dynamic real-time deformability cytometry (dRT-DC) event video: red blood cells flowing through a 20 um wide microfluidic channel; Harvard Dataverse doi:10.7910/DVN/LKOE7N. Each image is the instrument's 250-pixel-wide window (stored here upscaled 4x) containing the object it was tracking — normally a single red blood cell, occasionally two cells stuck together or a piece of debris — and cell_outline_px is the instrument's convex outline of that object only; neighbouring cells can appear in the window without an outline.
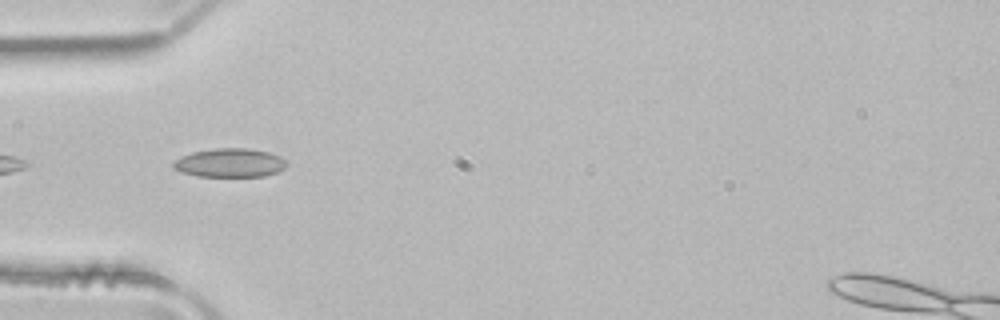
{"species": "common noctule bat (a hibernating species)", "species_latin": "Nyctalus noctula", "temperature_condition": "room temperature", "stored_images_in_passage": 19, "segment_of_instrument_passage": [2, 2], "camera_frame_rate_fps": 3000, "um_per_image_px": 0.085, "animal": {"sex": "male", "body_mass_g": 21.5, "forearm_length_mm": 52.0}, "frame": {"image": 1, "passage_image": 16, "time_ms": 5.0, "image_size_px": [1000, 320], "cell_outline_px": [[288, 164], [284, 168], [276, 172], [264, 176], [196, 176], [180, 172], [172, 168], [172, 160], [180, 156], [192, 152], [216, 148], [248, 148], [268, 152], [280, 156]], "centroid_in_image_um": [19.48, 13.84], "position_along_channel_um": 65.5, "area_um2": 19.13}}